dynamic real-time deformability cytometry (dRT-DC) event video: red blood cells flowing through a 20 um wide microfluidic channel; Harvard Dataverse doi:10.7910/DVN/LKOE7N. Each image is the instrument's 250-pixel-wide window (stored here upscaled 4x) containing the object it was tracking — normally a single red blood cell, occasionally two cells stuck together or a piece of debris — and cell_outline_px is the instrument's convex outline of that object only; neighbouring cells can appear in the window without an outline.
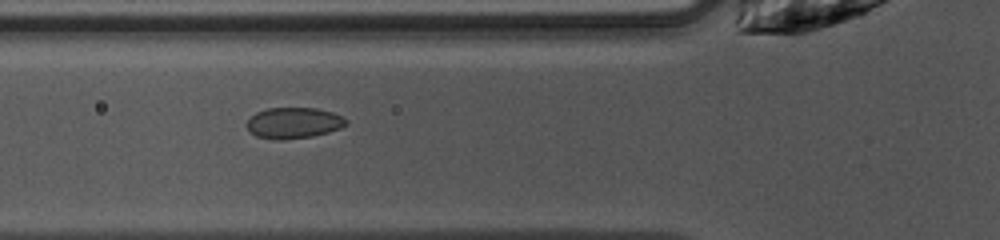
{"species": "common noctule bat (a hibernating species)", "species_latin": "Nyctalus noctula", "temperature_condition": "warm", "stored_images_in_passage": 48, "camera_frame_rate_fps": 3000, "um_per_image_px": 0.085, "animal": {"sex": "female", "body_mass_g": 10.0, "forearm_length_mm": 53.1}, "frame": {"image": 1, "passage_image": 16, "time_ms": 5.0, "image_size_px": [1000, 240], "cell_outline_px": [[348, 124], [340, 128], [328, 132], [312, 136], [280, 140], [276, 140], [256, 136], [244, 124], [256, 112], [268, 108], [316, 108], [332, 112], [344, 116], [348, 120]], "centroid_in_image_um": [24.98, 10.44], "position_along_channel_um": 100.8, "area_um2": 17.98}}
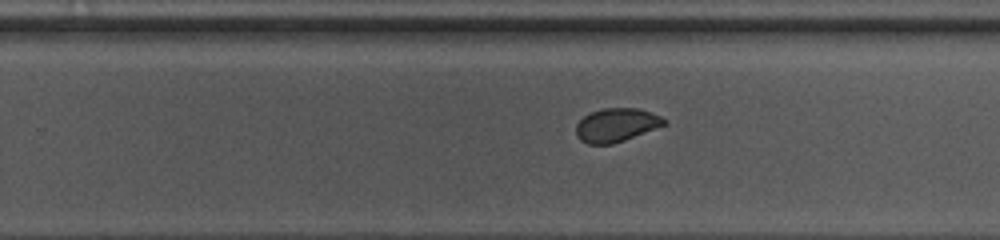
{"frame": {"image": 2, "passage_image": 29, "time_ms": 9.333, "image_size_px": [1000, 240], "cell_outline_px": [[668, 124], [624, 140], [612, 144], [588, 144], [580, 140], [576, 136], [576, 124], [584, 116], [592, 112], [604, 108], [636, 108], [660, 116], [668, 120]], "centroid_in_image_um": [52.39, 10.63], "position_along_channel_um": 277.4, "area_um2": 17.17}}
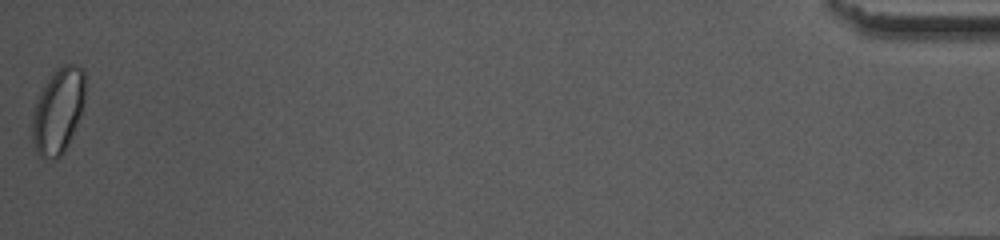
{"frame": {"image": 3, "passage_image": 48, "time_ms": 15.667, "image_size_px": [1000, 240], "cell_outline_px": [[84, 104], [68, 144], [64, 152], [56, 160], [52, 160], [40, 156], [36, 152], [32, 140], [32, 112], [36, 100], [40, 92], [56, 68], [64, 64], [76, 64], [84, 68]], "centroid_in_image_um": [4.92, 9.42], "position_along_channel_um": 430.3, "area_um2": 26.36}, "authors_computed_cell_mechanics": {"area_um2": 18.6116, "velocity_mm_per_s": 4.0667, "shape_relaxation_time_tau1_ms": 7.064, "shape_relaxation_time_tau2_ms": 1.0569, "deformation_change_tau1": 0.1352, "deformation_change_tau2": 0.0412}}